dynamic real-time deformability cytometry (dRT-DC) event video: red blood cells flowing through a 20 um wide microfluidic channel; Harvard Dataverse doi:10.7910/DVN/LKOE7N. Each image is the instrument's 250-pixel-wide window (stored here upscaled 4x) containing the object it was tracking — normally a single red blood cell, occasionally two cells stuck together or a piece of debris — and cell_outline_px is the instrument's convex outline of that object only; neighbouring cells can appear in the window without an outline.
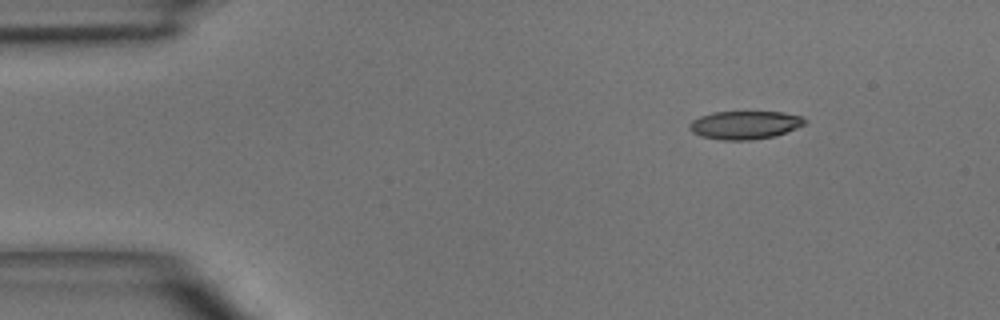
{"species": "common noctule bat (a hibernating species)", "species_latin": "Nyctalus noctula", "temperature_condition": "room temperature", "stored_images_in_passage": 3, "camera_frame_rate_fps": 3000, "um_per_image_px": 0.085, "animal": {"sex": "male", "body_mass_g": 15.6}, "frame": {"image": 1, "passage_image": 1, "time_ms": 0.0, "image_size_px": [1000, 320], "cell_outline_px": [[808, 124], [776, 136], [752, 140], [720, 140], [700, 136], [692, 132], [688, 128], [688, 124], [692, 120], [700, 116], [712, 112], [784, 112], [800, 116], [808, 120]], "centroid_in_image_um": [63.33, 10.63], "position_along_channel_um": 21.7, "area_um2": 19.31}}
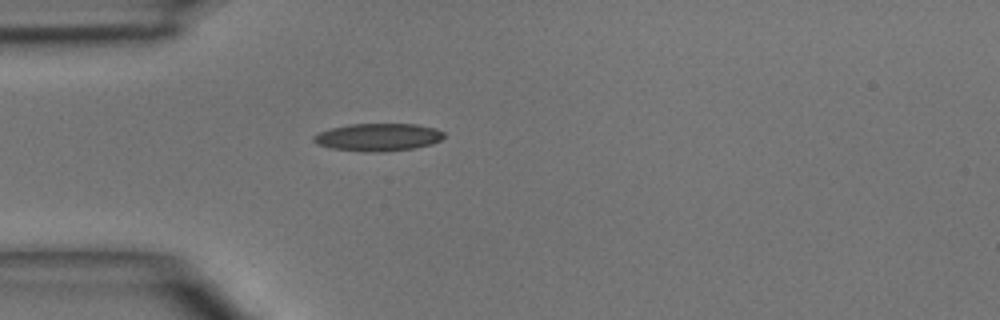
{"frame": {"image": 2, "passage_image": 3, "time_ms": 2.333, "image_size_px": [1000, 320], "cell_outline_px": [[444, 136], [440, 140], [432, 144], [412, 148], [376, 152], [364, 152], [332, 148], [316, 144], [312, 140], [312, 136], [320, 132], [332, 128], [348, 124], [416, 124], [436, 128], [444, 132]], "centroid_in_image_um": [32.13, 11.65], "position_along_channel_um": 52.9, "area_um2": 20.92}}